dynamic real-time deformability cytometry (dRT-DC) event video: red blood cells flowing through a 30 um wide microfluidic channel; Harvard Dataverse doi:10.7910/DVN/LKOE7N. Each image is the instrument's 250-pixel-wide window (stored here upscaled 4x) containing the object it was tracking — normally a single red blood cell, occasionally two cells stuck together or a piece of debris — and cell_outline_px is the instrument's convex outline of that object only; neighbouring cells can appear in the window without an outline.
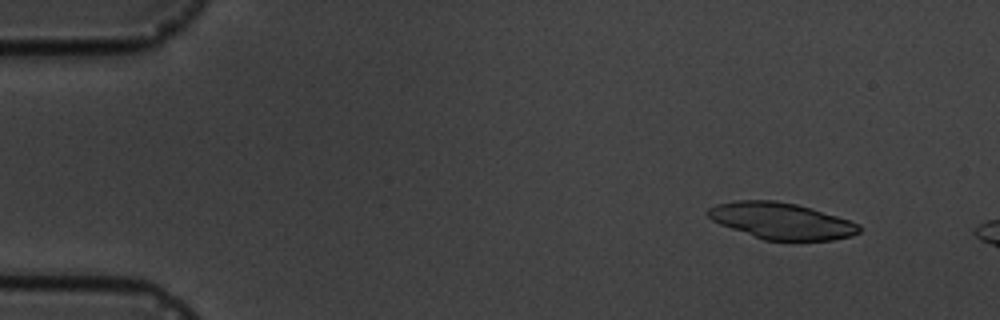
{"species": "common noctule bat (a hibernating species)", "species_latin": "Nyctalus noctula", "temperature_condition": "cold", "stored_images_in_passage": 3, "camera_frame_rate_fps": 3000, "um_per_image_px": 0.085, "animal": {"sex": "male", "body_mass_g": 19.5, "forearm_length_mm": 54.6}, "frame": {"image": 1, "passage_image": 1, "time_ms": 0.0, "image_size_px": [1000, 320], "cell_outline_px": [[860, 232], [852, 236], [832, 240], [764, 240], [720, 224], [712, 220], [704, 212], [708, 208], [716, 204], [736, 200], [776, 200], [796, 204], [836, 216], [860, 224]], "centroid_in_image_um": [66.38, 18.77], "position_along_channel_um": 18.6, "area_um2": 31.91}}